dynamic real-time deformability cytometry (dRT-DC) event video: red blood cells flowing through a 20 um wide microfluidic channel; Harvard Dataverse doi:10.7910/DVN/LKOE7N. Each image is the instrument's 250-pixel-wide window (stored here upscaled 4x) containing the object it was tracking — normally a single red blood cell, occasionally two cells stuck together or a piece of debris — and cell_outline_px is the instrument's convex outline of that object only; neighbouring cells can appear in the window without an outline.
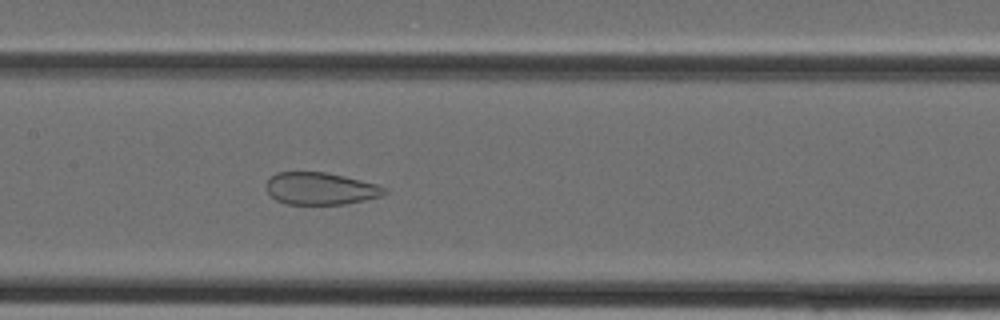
{"species": "Egyptian fruit bat (a non-hibernating species)", "species_latin": "Rousettus aegyptiacus", "temperature_condition": "cold", "stored_images_in_passage": 38, "camera_frame_rate_fps": 3000, "um_per_image_px": 0.085, "animal": {"sex": "female"}, "frame": {"image": 1, "passage_image": 18, "time_ms": 5.667, "image_size_px": [1000, 320], "cell_outline_px": [[388, 192], [380, 196], [364, 200], [344, 204], [288, 204], [276, 200], [264, 188], [264, 184], [276, 172], [324, 172], [344, 176], [376, 184], [388, 188]], "centroid_in_image_um": [27.22, 16.03], "position_along_channel_um": 180.2, "area_um2": 22.2}}
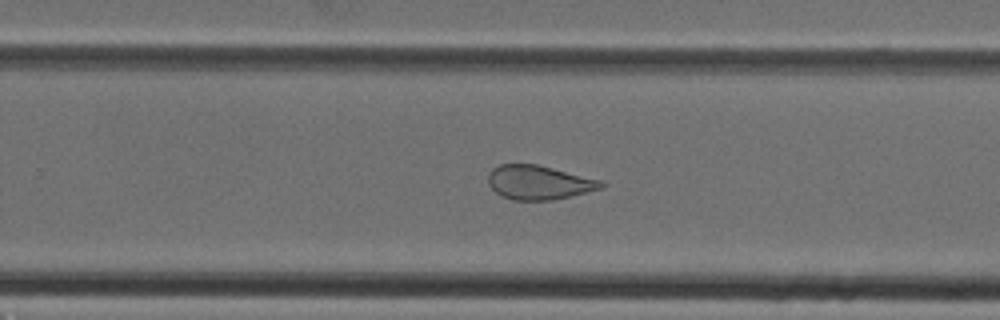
{"frame": {"image": 2, "passage_image": 24, "time_ms": 7.667, "image_size_px": [1000, 320], "cell_outline_px": [[604, 184], [600, 188], [572, 196], [552, 200], [512, 200], [496, 192], [488, 184], [488, 172], [492, 168], [500, 164], [536, 164], [600, 180]], "centroid_in_image_um": [45.75, 15.51], "position_along_channel_um": 284.1, "area_um2": 22.2}}
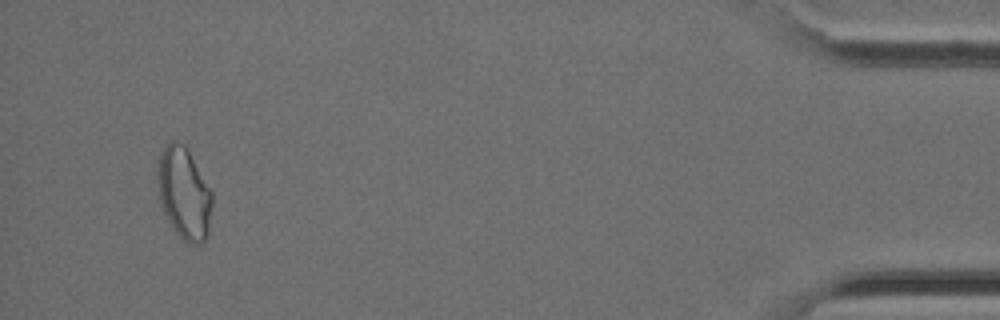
{"frame": {"image": 3, "passage_image": 36, "time_ms": 11.667, "image_size_px": [1000, 320], "cell_outline_px": [[212, 204], [208, 236], [200, 244], [188, 244], [172, 228], [160, 204], [160, 156], [164, 144], [168, 140], [176, 140], [184, 144], [212, 192]], "centroid_in_image_um": [15.68, 16.46], "position_along_channel_um": 419.5, "area_um2": 28.67}}